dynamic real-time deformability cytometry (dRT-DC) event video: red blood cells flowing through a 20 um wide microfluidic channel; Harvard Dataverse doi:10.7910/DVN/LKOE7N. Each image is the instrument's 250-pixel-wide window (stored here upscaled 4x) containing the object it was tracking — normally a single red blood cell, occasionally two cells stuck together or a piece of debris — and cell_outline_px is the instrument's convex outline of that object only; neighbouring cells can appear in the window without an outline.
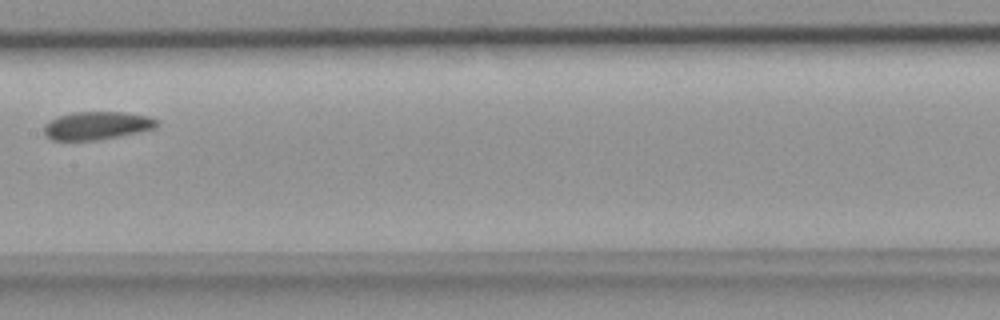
{"species": "common noctule bat (a hibernating species)", "species_latin": "Nyctalus noctula", "temperature_condition": "room temperature", "stored_images_in_passage": 4, "camera_frame_rate_fps": 3000, "um_per_image_px": 0.085, "animal": {"sex": "female", "body_mass_g": 18.4}, "frame": {"image": 1, "passage_image": 4, "time_ms": 1.0, "image_size_px": [1000, 320], "cell_outline_px": [[160, 124], [156, 128], [96, 140], [52, 140], [44, 136], [44, 124], [48, 120], [56, 116], [72, 112], [120, 112], [148, 116], [160, 120]], "centroid_in_image_um": [8.19, 10.66], "position_along_channel_um": 199.2, "area_um2": 18.55}}